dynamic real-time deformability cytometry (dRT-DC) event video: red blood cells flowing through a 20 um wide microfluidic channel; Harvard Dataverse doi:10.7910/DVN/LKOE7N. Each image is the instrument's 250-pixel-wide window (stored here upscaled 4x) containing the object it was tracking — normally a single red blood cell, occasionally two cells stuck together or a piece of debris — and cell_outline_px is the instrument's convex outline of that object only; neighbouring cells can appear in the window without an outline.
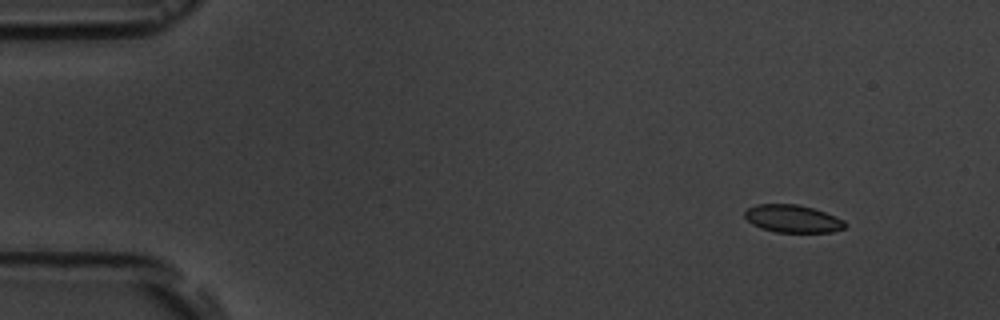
{"species": "common noctule bat (a hibernating species)", "species_latin": "Nyctalus noctula", "temperature_condition": "room temperature", "stored_images_in_passage": 4, "camera_frame_rate_fps": 3000, "um_per_image_px": 0.085, "animal": {"sex": "male", "body_mass_g": 19.5, "forearm_length_mm": 54.6}, "frame": {"image": 1, "passage_image": 1, "time_ms": 0.0, "image_size_px": [1000, 320], "cell_outline_px": [[848, 224], [844, 228], [832, 232], [776, 232], [760, 228], [752, 224], [744, 216], [744, 212], [748, 208], [756, 204], [796, 204], [812, 208], [836, 216], [844, 220]], "centroid_in_image_um": [67.38, 18.59], "position_along_channel_um": 17.6, "area_um2": 16.18}}
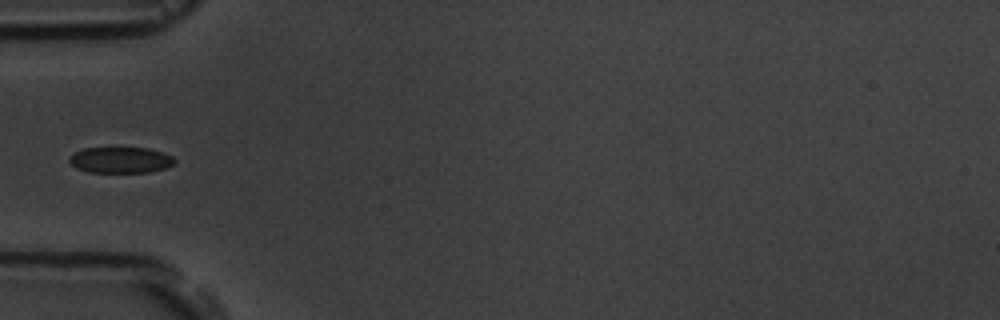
{"frame": {"image": 2, "passage_image": 4, "time_ms": 4.333, "image_size_px": [1000, 320], "cell_outline_px": [[176, 160], [172, 164], [164, 168], [148, 172], [88, 172], [76, 168], [68, 160], [68, 156], [72, 152], [84, 148], [148, 148], [172, 156]], "centroid_in_image_um": [10.18, 13.59], "position_along_channel_um": 74.8, "area_um2": 15.9}}